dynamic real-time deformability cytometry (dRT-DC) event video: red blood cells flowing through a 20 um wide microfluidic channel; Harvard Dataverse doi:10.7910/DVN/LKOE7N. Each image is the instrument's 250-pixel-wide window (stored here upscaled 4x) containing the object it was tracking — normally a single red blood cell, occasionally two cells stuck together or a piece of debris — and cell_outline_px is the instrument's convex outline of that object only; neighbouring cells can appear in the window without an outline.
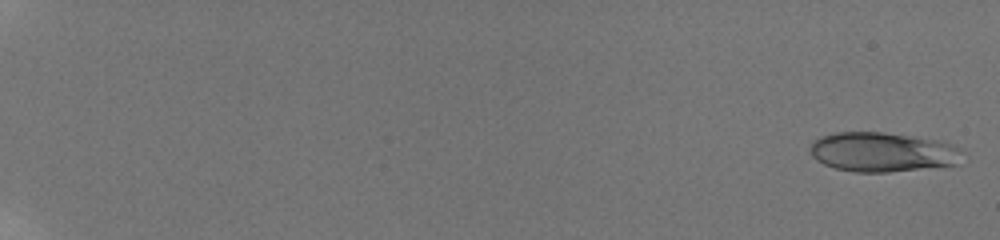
{"species": "human", "species_latin": "Homo sapiens", "temperature_condition": "room temperature", "stored_images_in_passage": 13, "camera_frame_rate_fps": 3000, "um_per_image_px": 0.085, "donor": {"sex": "male"}, "frame": {"image": 1, "passage_image": 1, "time_ms": 0.0, "image_size_px": [1000, 240], "cell_outline_px": [[964, 152], [956, 164], [888, 172], [852, 172], [836, 168], [824, 164], [816, 160], [812, 156], [812, 140], [820, 136], [836, 132], [884, 132], [940, 140], [952, 144], [960, 148]], "centroid_in_image_um": [75.0, 12.91], "position_along_channel_um": 10.0, "area_um2": 35.03}}
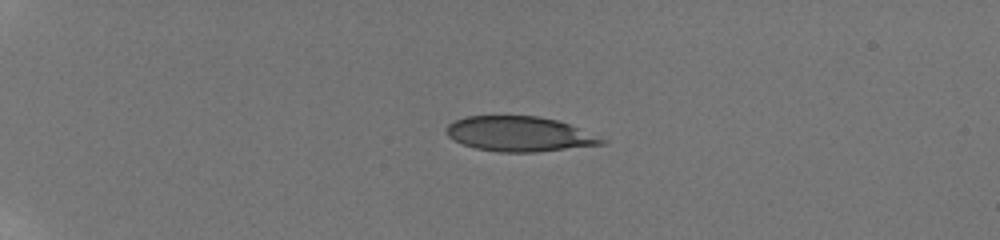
{"frame": {"image": 2, "passage_image": 10, "time_ms": 5.0, "image_size_px": [1000, 240], "cell_outline_px": [[608, 140], [604, 144], [536, 152], [500, 152], [476, 148], [464, 144], [448, 136], [448, 124], [464, 116], [536, 116], [556, 120], [568, 124]], "centroid_in_image_um": [44.16, 11.39], "position_along_channel_um": 40.8, "area_um2": 31.21}}
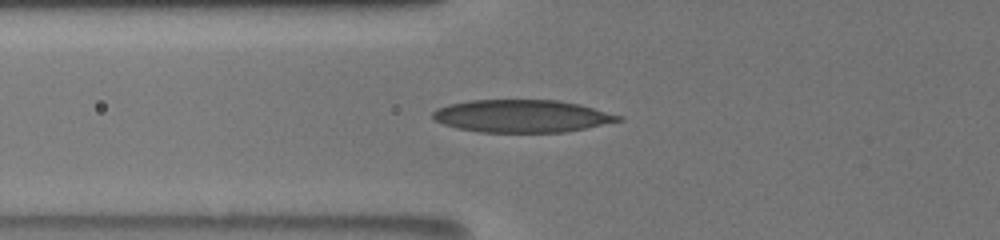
{"frame": {"image": 3, "passage_image": 13, "time_ms": 8.0, "image_size_px": [1000, 240], "cell_outline_px": [[624, 120], [564, 132], [480, 132], [460, 128], [444, 124], [432, 120], [432, 112], [436, 108], [448, 104], [468, 100], [556, 100], [580, 104], [624, 116]], "centroid_in_image_um": [44.35, 9.86], "position_along_channel_um": 81.4, "area_um2": 35.32}}